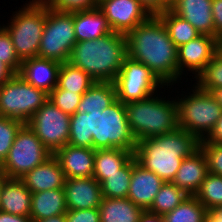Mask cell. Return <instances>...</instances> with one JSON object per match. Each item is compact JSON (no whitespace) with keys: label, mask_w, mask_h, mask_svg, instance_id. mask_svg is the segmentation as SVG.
Instances as JSON below:
<instances>
[{"label":"cell","mask_w":222,"mask_h":222,"mask_svg":"<svg viewBox=\"0 0 222 222\" xmlns=\"http://www.w3.org/2000/svg\"><path fill=\"white\" fill-rule=\"evenodd\" d=\"M24 124L20 120L0 116V165L8 156L15 137Z\"/></svg>","instance_id":"35"},{"label":"cell","mask_w":222,"mask_h":222,"mask_svg":"<svg viewBox=\"0 0 222 222\" xmlns=\"http://www.w3.org/2000/svg\"><path fill=\"white\" fill-rule=\"evenodd\" d=\"M157 16L165 25L170 39L177 48L201 35L187 20L175 14L169 8Z\"/></svg>","instance_id":"29"},{"label":"cell","mask_w":222,"mask_h":222,"mask_svg":"<svg viewBox=\"0 0 222 222\" xmlns=\"http://www.w3.org/2000/svg\"><path fill=\"white\" fill-rule=\"evenodd\" d=\"M214 28H215V38L218 40L222 39V0H212L211 7Z\"/></svg>","instance_id":"41"},{"label":"cell","mask_w":222,"mask_h":222,"mask_svg":"<svg viewBox=\"0 0 222 222\" xmlns=\"http://www.w3.org/2000/svg\"><path fill=\"white\" fill-rule=\"evenodd\" d=\"M73 25L77 42L96 40L113 32L98 7L73 12Z\"/></svg>","instance_id":"23"},{"label":"cell","mask_w":222,"mask_h":222,"mask_svg":"<svg viewBox=\"0 0 222 222\" xmlns=\"http://www.w3.org/2000/svg\"><path fill=\"white\" fill-rule=\"evenodd\" d=\"M169 7L176 1V0H163Z\"/></svg>","instance_id":"52"},{"label":"cell","mask_w":222,"mask_h":222,"mask_svg":"<svg viewBox=\"0 0 222 222\" xmlns=\"http://www.w3.org/2000/svg\"><path fill=\"white\" fill-rule=\"evenodd\" d=\"M144 210L128 198H104L99 206L101 222H139Z\"/></svg>","instance_id":"25"},{"label":"cell","mask_w":222,"mask_h":222,"mask_svg":"<svg viewBox=\"0 0 222 222\" xmlns=\"http://www.w3.org/2000/svg\"><path fill=\"white\" fill-rule=\"evenodd\" d=\"M76 42L73 12L58 11L46 4V21L37 57L61 64L68 62Z\"/></svg>","instance_id":"9"},{"label":"cell","mask_w":222,"mask_h":222,"mask_svg":"<svg viewBox=\"0 0 222 222\" xmlns=\"http://www.w3.org/2000/svg\"><path fill=\"white\" fill-rule=\"evenodd\" d=\"M16 73L5 63L0 61V86L12 78Z\"/></svg>","instance_id":"46"},{"label":"cell","mask_w":222,"mask_h":222,"mask_svg":"<svg viewBox=\"0 0 222 222\" xmlns=\"http://www.w3.org/2000/svg\"><path fill=\"white\" fill-rule=\"evenodd\" d=\"M218 50L219 40L206 34H201L178 47V82L182 80L183 72L186 71L195 74L194 78L197 79Z\"/></svg>","instance_id":"13"},{"label":"cell","mask_w":222,"mask_h":222,"mask_svg":"<svg viewBox=\"0 0 222 222\" xmlns=\"http://www.w3.org/2000/svg\"><path fill=\"white\" fill-rule=\"evenodd\" d=\"M207 174V160L199 148L191 156L183 159L172 182L187 195L195 196Z\"/></svg>","instance_id":"21"},{"label":"cell","mask_w":222,"mask_h":222,"mask_svg":"<svg viewBox=\"0 0 222 222\" xmlns=\"http://www.w3.org/2000/svg\"><path fill=\"white\" fill-rule=\"evenodd\" d=\"M219 50L222 52V39L219 40Z\"/></svg>","instance_id":"53"},{"label":"cell","mask_w":222,"mask_h":222,"mask_svg":"<svg viewBox=\"0 0 222 222\" xmlns=\"http://www.w3.org/2000/svg\"><path fill=\"white\" fill-rule=\"evenodd\" d=\"M207 222H222V206L207 212Z\"/></svg>","instance_id":"47"},{"label":"cell","mask_w":222,"mask_h":222,"mask_svg":"<svg viewBox=\"0 0 222 222\" xmlns=\"http://www.w3.org/2000/svg\"><path fill=\"white\" fill-rule=\"evenodd\" d=\"M199 148L205 154L208 172L222 176V144L206 143L201 140Z\"/></svg>","instance_id":"38"},{"label":"cell","mask_w":222,"mask_h":222,"mask_svg":"<svg viewBox=\"0 0 222 222\" xmlns=\"http://www.w3.org/2000/svg\"><path fill=\"white\" fill-rule=\"evenodd\" d=\"M54 156L65 178L93 177L95 149L66 144Z\"/></svg>","instance_id":"17"},{"label":"cell","mask_w":222,"mask_h":222,"mask_svg":"<svg viewBox=\"0 0 222 222\" xmlns=\"http://www.w3.org/2000/svg\"><path fill=\"white\" fill-rule=\"evenodd\" d=\"M71 116L48 100L28 121L29 127L54 155L68 144Z\"/></svg>","instance_id":"12"},{"label":"cell","mask_w":222,"mask_h":222,"mask_svg":"<svg viewBox=\"0 0 222 222\" xmlns=\"http://www.w3.org/2000/svg\"><path fill=\"white\" fill-rule=\"evenodd\" d=\"M130 130L140 140L173 132L178 128L176 98L166 100L153 95L125 104Z\"/></svg>","instance_id":"5"},{"label":"cell","mask_w":222,"mask_h":222,"mask_svg":"<svg viewBox=\"0 0 222 222\" xmlns=\"http://www.w3.org/2000/svg\"><path fill=\"white\" fill-rule=\"evenodd\" d=\"M52 155L29 125L24 124L18 131L0 169L8 178L19 179Z\"/></svg>","instance_id":"10"},{"label":"cell","mask_w":222,"mask_h":222,"mask_svg":"<svg viewBox=\"0 0 222 222\" xmlns=\"http://www.w3.org/2000/svg\"><path fill=\"white\" fill-rule=\"evenodd\" d=\"M68 144L77 147L116 148L135 151V140L128 121L125 104L116 100L98 112H75L69 124Z\"/></svg>","instance_id":"1"},{"label":"cell","mask_w":222,"mask_h":222,"mask_svg":"<svg viewBox=\"0 0 222 222\" xmlns=\"http://www.w3.org/2000/svg\"><path fill=\"white\" fill-rule=\"evenodd\" d=\"M117 100L114 82H99L94 84L82 95L77 111L88 114L89 112L102 111Z\"/></svg>","instance_id":"26"},{"label":"cell","mask_w":222,"mask_h":222,"mask_svg":"<svg viewBox=\"0 0 222 222\" xmlns=\"http://www.w3.org/2000/svg\"><path fill=\"white\" fill-rule=\"evenodd\" d=\"M31 193L63 188L65 175L58 159L52 155L44 163L19 178Z\"/></svg>","instance_id":"19"},{"label":"cell","mask_w":222,"mask_h":222,"mask_svg":"<svg viewBox=\"0 0 222 222\" xmlns=\"http://www.w3.org/2000/svg\"><path fill=\"white\" fill-rule=\"evenodd\" d=\"M125 36L129 57L145 64L166 86L178 83V48L157 15H151Z\"/></svg>","instance_id":"2"},{"label":"cell","mask_w":222,"mask_h":222,"mask_svg":"<svg viewBox=\"0 0 222 222\" xmlns=\"http://www.w3.org/2000/svg\"><path fill=\"white\" fill-rule=\"evenodd\" d=\"M0 61L8 65L16 74L19 73L22 62L15 52L10 34L3 26H0Z\"/></svg>","instance_id":"37"},{"label":"cell","mask_w":222,"mask_h":222,"mask_svg":"<svg viewBox=\"0 0 222 222\" xmlns=\"http://www.w3.org/2000/svg\"><path fill=\"white\" fill-rule=\"evenodd\" d=\"M139 222H166L164 215H159L149 210H144L140 215Z\"/></svg>","instance_id":"45"},{"label":"cell","mask_w":222,"mask_h":222,"mask_svg":"<svg viewBox=\"0 0 222 222\" xmlns=\"http://www.w3.org/2000/svg\"><path fill=\"white\" fill-rule=\"evenodd\" d=\"M114 84L117 100L123 104L145 100L155 93L158 96L160 88H168L145 64L128 55L124 58Z\"/></svg>","instance_id":"11"},{"label":"cell","mask_w":222,"mask_h":222,"mask_svg":"<svg viewBox=\"0 0 222 222\" xmlns=\"http://www.w3.org/2000/svg\"><path fill=\"white\" fill-rule=\"evenodd\" d=\"M61 63L46 58L33 57L24 60L19 75L36 88L48 94L57 86Z\"/></svg>","instance_id":"18"},{"label":"cell","mask_w":222,"mask_h":222,"mask_svg":"<svg viewBox=\"0 0 222 222\" xmlns=\"http://www.w3.org/2000/svg\"><path fill=\"white\" fill-rule=\"evenodd\" d=\"M133 156L134 151L124 149H96L93 175H111L116 173Z\"/></svg>","instance_id":"28"},{"label":"cell","mask_w":222,"mask_h":222,"mask_svg":"<svg viewBox=\"0 0 222 222\" xmlns=\"http://www.w3.org/2000/svg\"><path fill=\"white\" fill-rule=\"evenodd\" d=\"M31 222H66V220L65 214H60L46 219H31Z\"/></svg>","instance_id":"48"},{"label":"cell","mask_w":222,"mask_h":222,"mask_svg":"<svg viewBox=\"0 0 222 222\" xmlns=\"http://www.w3.org/2000/svg\"><path fill=\"white\" fill-rule=\"evenodd\" d=\"M177 103L178 128L186 130L199 141L204 140L222 115V107L210 92L193 85ZM192 92V93H191Z\"/></svg>","instance_id":"6"},{"label":"cell","mask_w":222,"mask_h":222,"mask_svg":"<svg viewBox=\"0 0 222 222\" xmlns=\"http://www.w3.org/2000/svg\"><path fill=\"white\" fill-rule=\"evenodd\" d=\"M189 195L177 187L173 182L165 181L156 194L149 209L150 212L165 215L174 210Z\"/></svg>","instance_id":"31"},{"label":"cell","mask_w":222,"mask_h":222,"mask_svg":"<svg viewBox=\"0 0 222 222\" xmlns=\"http://www.w3.org/2000/svg\"><path fill=\"white\" fill-rule=\"evenodd\" d=\"M126 56V36L112 32L96 40L76 42L68 62L95 81L114 82Z\"/></svg>","instance_id":"4"},{"label":"cell","mask_w":222,"mask_h":222,"mask_svg":"<svg viewBox=\"0 0 222 222\" xmlns=\"http://www.w3.org/2000/svg\"><path fill=\"white\" fill-rule=\"evenodd\" d=\"M13 12L8 25L15 52L21 62L37 57L46 21V4L25 3Z\"/></svg>","instance_id":"7"},{"label":"cell","mask_w":222,"mask_h":222,"mask_svg":"<svg viewBox=\"0 0 222 222\" xmlns=\"http://www.w3.org/2000/svg\"><path fill=\"white\" fill-rule=\"evenodd\" d=\"M212 0H176L169 9L187 20L199 33L215 37Z\"/></svg>","instance_id":"20"},{"label":"cell","mask_w":222,"mask_h":222,"mask_svg":"<svg viewBox=\"0 0 222 222\" xmlns=\"http://www.w3.org/2000/svg\"><path fill=\"white\" fill-rule=\"evenodd\" d=\"M67 210L99 208L103 195L94 177L66 178L63 187Z\"/></svg>","instance_id":"15"},{"label":"cell","mask_w":222,"mask_h":222,"mask_svg":"<svg viewBox=\"0 0 222 222\" xmlns=\"http://www.w3.org/2000/svg\"><path fill=\"white\" fill-rule=\"evenodd\" d=\"M31 191L18 178H7L0 192V211L8 214L30 216Z\"/></svg>","instance_id":"22"},{"label":"cell","mask_w":222,"mask_h":222,"mask_svg":"<svg viewBox=\"0 0 222 222\" xmlns=\"http://www.w3.org/2000/svg\"><path fill=\"white\" fill-rule=\"evenodd\" d=\"M49 94L15 74L0 86V116L27 124L47 101Z\"/></svg>","instance_id":"8"},{"label":"cell","mask_w":222,"mask_h":222,"mask_svg":"<svg viewBox=\"0 0 222 222\" xmlns=\"http://www.w3.org/2000/svg\"><path fill=\"white\" fill-rule=\"evenodd\" d=\"M94 82L95 80L82 69L71 65L69 62L61 64L57 80L58 88L83 95Z\"/></svg>","instance_id":"30"},{"label":"cell","mask_w":222,"mask_h":222,"mask_svg":"<svg viewBox=\"0 0 222 222\" xmlns=\"http://www.w3.org/2000/svg\"><path fill=\"white\" fill-rule=\"evenodd\" d=\"M164 182L157 174L140 165L133 156V169L127 194L129 200L143 210H149Z\"/></svg>","instance_id":"16"},{"label":"cell","mask_w":222,"mask_h":222,"mask_svg":"<svg viewBox=\"0 0 222 222\" xmlns=\"http://www.w3.org/2000/svg\"><path fill=\"white\" fill-rule=\"evenodd\" d=\"M99 0H52L48 6L64 12L89 10L98 7Z\"/></svg>","instance_id":"39"},{"label":"cell","mask_w":222,"mask_h":222,"mask_svg":"<svg viewBox=\"0 0 222 222\" xmlns=\"http://www.w3.org/2000/svg\"><path fill=\"white\" fill-rule=\"evenodd\" d=\"M66 222H101L99 208L67 210Z\"/></svg>","instance_id":"40"},{"label":"cell","mask_w":222,"mask_h":222,"mask_svg":"<svg viewBox=\"0 0 222 222\" xmlns=\"http://www.w3.org/2000/svg\"><path fill=\"white\" fill-rule=\"evenodd\" d=\"M0 222H31L30 216L8 214L0 211Z\"/></svg>","instance_id":"44"},{"label":"cell","mask_w":222,"mask_h":222,"mask_svg":"<svg viewBox=\"0 0 222 222\" xmlns=\"http://www.w3.org/2000/svg\"><path fill=\"white\" fill-rule=\"evenodd\" d=\"M81 98L82 94L60 89L57 86L49 93V100L70 116L77 112Z\"/></svg>","instance_id":"36"},{"label":"cell","mask_w":222,"mask_h":222,"mask_svg":"<svg viewBox=\"0 0 222 222\" xmlns=\"http://www.w3.org/2000/svg\"><path fill=\"white\" fill-rule=\"evenodd\" d=\"M206 207L195 196H188L174 210L164 215L166 222H207Z\"/></svg>","instance_id":"32"},{"label":"cell","mask_w":222,"mask_h":222,"mask_svg":"<svg viewBox=\"0 0 222 222\" xmlns=\"http://www.w3.org/2000/svg\"><path fill=\"white\" fill-rule=\"evenodd\" d=\"M133 169V157L116 173L93 175L100 183L104 198H127Z\"/></svg>","instance_id":"27"},{"label":"cell","mask_w":222,"mask_h":222,"mask_svg":"<svg viewBox=\"0 0 222 222\" xmlns=\"http://www.w3.org/2000/svg\"><path fill=\"white\" fill-rule=\"evenodd\" d=\"M200 141L186 130L146 138L137 142L134 156L145 169L163 181L172 182L184 158L199 149Z\"/></svg>","instance_id":"3"},{"label":"cell","mask_w":222,"mask_h":222,"mask_svg":"<svg viewBox=\"0 0 222 222\" xmlns=\"http://www.w3.org/2000/svg\"><path fill=\"white\" fill-rule=\"evenodd\" d=\"M66 212L67 203L63 188L32 193L31 219H46Z\"/></svg>","instance_id":"24"},{"label":"cell","mask_w":222,"mask_h":222,"mask_svg":"<svg viewBox=\"0 0 222 222\" xmlns=\"http://www.w3.org/2000/svg\"><path fill=\"white\" fill-rule=\"evenodd\" d=\"M206 143L222 144V115L217 120L213 129L204 139Z\"/></svg>","instance_id":"43"},{"label":"cell","mask_w":222,"mask_h":222,"mask_svg":"<svg viewBox=\"0 0 222 222\" xmlns=\"http://www.w3.org/2000/svg\"><path fill=\"white\" fill-rule=\"evenodd\" d=\"M150 15H158L169 6L163 0H138Z\"/></svg>","instance_id":"42"},{"label":"cell","mask_w":222,"mask_h":222,"mask_svg":"<svg viewBox=\"0 0 222 222\" xmlns=\"http://www.w3.org/2000/svg\"><path fill=\"white\" fill-rule=\"evenodd\" d=\"M195 197L208 211L222 206V176L208 172Z\"/></svg>","instance_id":"33"},{"label":"cell","mask_w":222,"mask_h":222,"mask_svg":"<svg viewBox=\"0 0 222 222\" xmlns=\"http://www.w3.org/2000/svg\"><path fill=\"white\" fill-rule=\"evenodd\" d=\"M98 8L111 30L124 35L151 16L138 0H99Z\"/></svg>","instance_id":"14"},{"label":"cell","mask_w":222,"mask_h":222,"mask_svg":"<svg viewBox=\"0 0 222 222\" xmlns=\"http://www.w3.org/2000/svg\"><path fill=\"white\" fill-rule=\"evenodd\" d=\"M195 83L206 92L222 88V52L220 50L215 53Z\"/></svg>","instance_id":"34"},{"label":"cell","mask_w":222,"mask_h":222,"mask_svg":"<svg viewBox=\"0 0 222 222\" xmlns=\"http://www.w3.org/2000/svg\"><path fill=\"white\" fill-rule=\"evenodd\" d=\"M52 0H29V3L34 4H49Z\"/></svg>","instance_id":"50"},{"label":"cell","mask_w":222,"mask_h":222,"mask_svg":"<svg viewBox=\"0 0 222 222\" xmlns=\"http://www.w3.org/2000/svg\"><path fill=\"white\" fill-rule=\"evenodd\" d=\"M214 98L216 99V101L221 105L222 107V88H219V89H213L211 92H210Z\"/></svg>","instance_id":"49"},{"label":"cell","mask_w":222,"mask_h":222,"mask_svg":"<svg viewBox=\"0 0 222 222\" xmlns=\"http://www.w3.org/2000/svg\"><path fill=\"white\" fill-rule=\"evenodd\" d=\"M8 177L1 171L0 169V192H1V188L2 185L4 184V181L7 179Z\"/></svg>","instance_id":"51"}]
</instances>
